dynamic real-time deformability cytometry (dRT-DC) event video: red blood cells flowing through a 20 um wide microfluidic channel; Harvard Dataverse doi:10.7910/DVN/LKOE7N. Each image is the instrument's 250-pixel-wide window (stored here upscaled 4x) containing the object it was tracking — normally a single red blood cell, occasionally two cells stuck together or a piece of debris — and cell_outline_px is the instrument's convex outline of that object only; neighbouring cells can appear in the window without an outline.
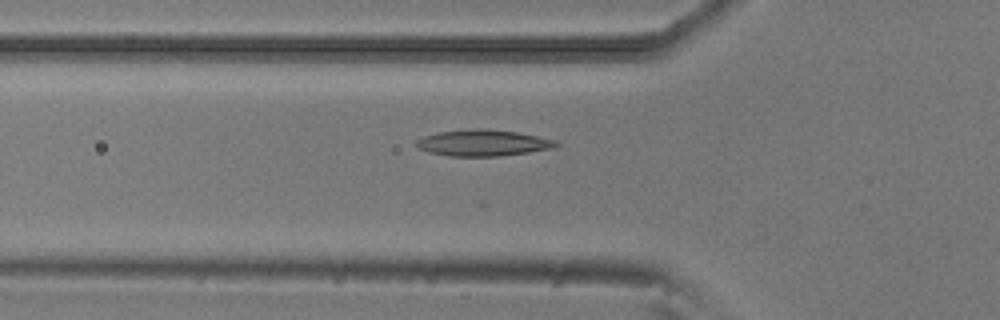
{"species": "common noctule bat (a hibernating species)", "species_latin": "Nyctalus noctula", "temperature_condition": "room temperature", "stored_images_in_passage": 6, "camera_frame_rate_fps": 3000, "um_per_image_px": 0.085, "animal": {"sex": "male", "body_mass_g": 20.5, "forearm_length_mm": 52.5}, "frame": {"image": 1, "passage_image": 6, "time_ms": 1.667, "image_size_px": [1000, 320], "cell_outline_px": [[560, 144], [552, 148], [528, 152], [500, 156], [448, 156], [428, 152], [420, 148], [416, 144], [416, 140], [424, 136], [440, 132], [472, 128], [480, 128], [516, 132], [556, 140]], "centroid_in_image_um": [41.05, 12.14], "position_along_channel_um": 84.8, "area_um2": 21.21}}